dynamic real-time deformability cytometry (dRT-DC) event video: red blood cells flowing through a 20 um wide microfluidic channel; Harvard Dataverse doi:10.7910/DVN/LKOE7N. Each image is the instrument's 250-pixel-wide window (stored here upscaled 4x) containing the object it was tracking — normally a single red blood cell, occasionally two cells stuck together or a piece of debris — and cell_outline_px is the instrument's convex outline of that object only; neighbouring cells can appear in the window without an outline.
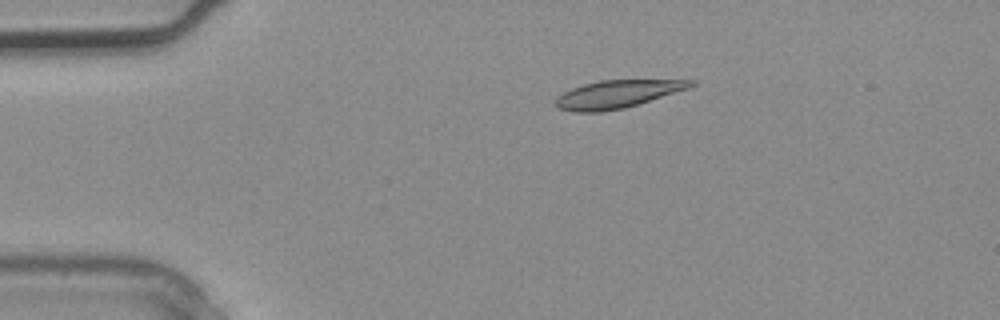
{"species": "common noctule bat (a hibernating species)", "species_latin": "Nyctalus noctula", "temperature_condition": "warm", "stored_images_in_passage": 3, "camera_frame_rate_fps": 3000, "um_per_image_px": 0.085, "animal": {"sex": "male", "body_mass_g": 20.4}, "frame": {"image": 1, "passage_image": 2, "time_ms": 0.333, "image_size_px": [1000, 320], "cell_outline_px": [[696, 84], [688, 88], [624, 108], [600, 112], [572, 112], [560, 108], [556, 104], [556, 96], [572, 88], [584, 84], [600, 80], [696, 80]], "centroid_in_image_um": [52.44, 8.0], "position_along_channel_um": 32.6, "area_um2": 21.56}}
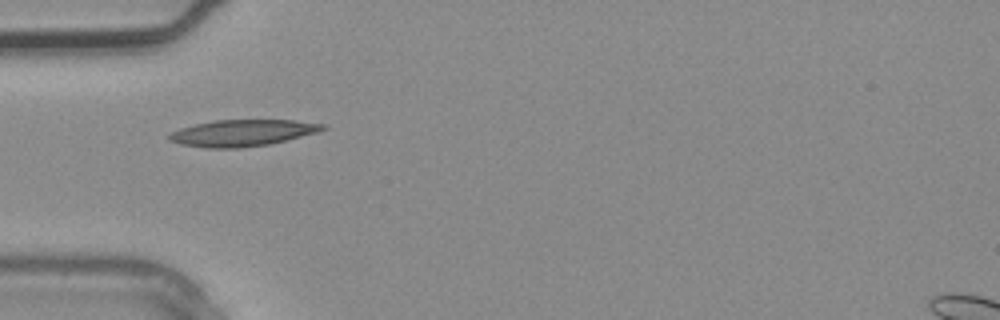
{"frame": {"image": 2, "passage_image": 3, "time_ms": 0.667, "image_size_px": [1000, 320], "cell_outline_px": [[328, 128], [320, 132], [268, 144], [240, 148], [208, 148], [180, 144], [168, 140], [168, 136], [172, 132], [180, 128], [212, 120], [292, 120], [328, 124]], "centroid_in_image_um": [20.64, 11.29], "position_along_channel_um": 64.4, "area_um2": 23.81}}